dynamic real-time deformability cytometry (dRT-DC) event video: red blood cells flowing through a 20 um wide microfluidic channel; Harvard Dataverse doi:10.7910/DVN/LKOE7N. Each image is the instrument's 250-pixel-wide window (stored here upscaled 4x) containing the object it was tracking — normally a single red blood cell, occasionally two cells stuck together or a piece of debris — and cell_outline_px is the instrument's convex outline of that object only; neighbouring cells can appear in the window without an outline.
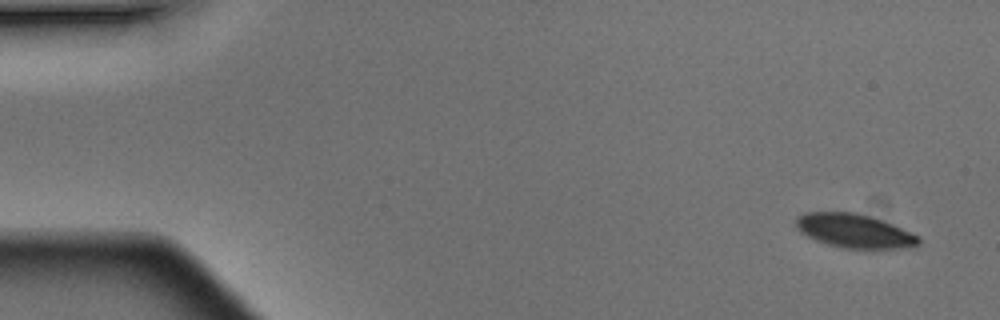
{"species": "Egyptian fruit bat (a non-hibernating species)", "species_latin": "Rousettus aegyptiacus", "temperature_condition": "warm", "stored_images_in_passage": 4, "camera_frame_rate_fps": 3000, "um_per_image_px": 0.085, "animal": {"sex": "male"}, "frame": {"image": 1, "passage_image": 1, "time_ms": 0.0, "image_size_px": [1000, 320], "cell_outline_px": [[920, 240], [916, 244], [896, 248], [844, 248], [828, 244], [816, 240], [800, 232], [796, 228], [796, 216], [804, 212], [856, 212], [892, 224], [920, 236]], "centroid_in_image_um": [72.55, 19.6], "position_along_channel_um": 12.5, "area_um2": 23.81}}
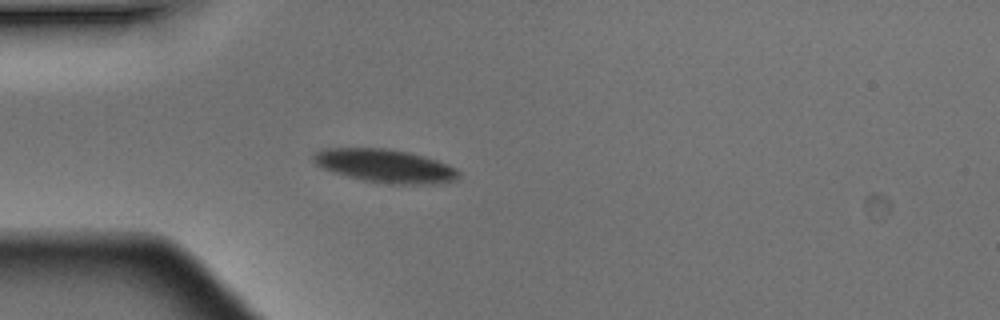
{"frame": {"image": 2, "passage_image": 4, "time_ms": 1.0, "image_size_px": [1000, 320], "cell_outline_px": [[460, 180], [440, 184], [388, 184], [364, 180], [332, 172], [316, 164], [312, 160], [312, 156], [320, 148], [388, 148], [408, 152], [424, 156], [436, 160], [456, 168], [460, 172]], "centroid_in_image_um": [32.77, 14.11], "position_along_channel_um": 52.2, "area_um2": 28.5}}